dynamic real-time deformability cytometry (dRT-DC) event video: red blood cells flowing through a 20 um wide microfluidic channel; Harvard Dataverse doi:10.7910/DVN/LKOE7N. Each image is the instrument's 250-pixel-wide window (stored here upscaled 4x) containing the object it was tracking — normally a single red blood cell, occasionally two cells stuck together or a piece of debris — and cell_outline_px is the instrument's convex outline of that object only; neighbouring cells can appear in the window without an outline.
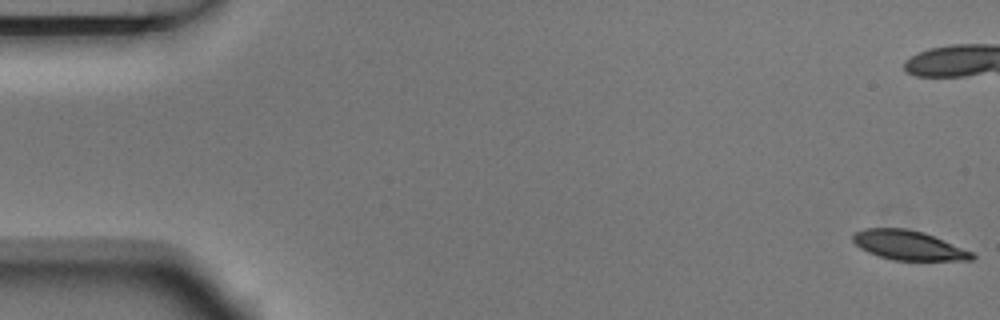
{"species": "Egyptian fruit bat (a non-hibernating species)", "species_latin": "Rousettus aegyptiacus", "temperature_condition": "room temperature", "stored_images_in_passage": 7, "camera_frame_rate_fps": 3000, "um_per_image_px": 0.085, "animal": {"sex": "male"}, "frame": {"image": 1, "passage_image": 1, "time_ms": 0.0, "image_size_px": [1000, 320], "cell_outline_px": [[976, 256], [972, 260], [892, 260], [868, 252], [860, 248], [852, 240], [852, 232], [864, 228], [904, 228], [924, 232], [972, 252]], "centroid_in_image_um": [77.18, 20.84], "position_along_channel_um": 7.8, "area_um2": 20.35}}
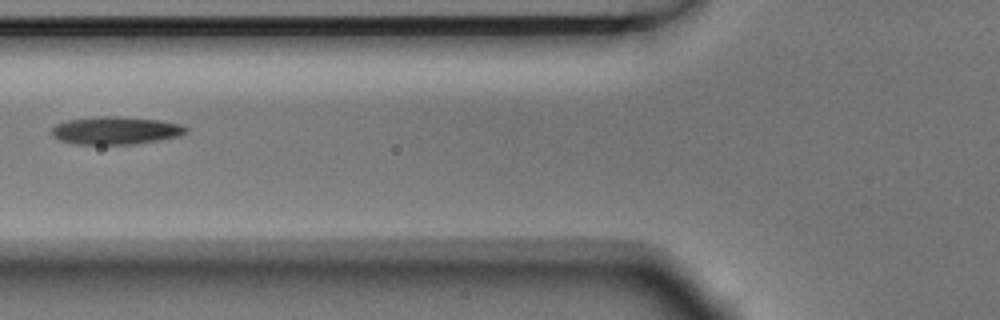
{"frame": {"image": 2, "passage_image": 7, "time_ms": 2.0, "image_size_px": [1000, 320], "cell_outline_px": [[188, 132], [180, 136], [132, 144], [76, 144], [60, 140], [52, 136], [52, 128], [56, 124], [68, 120], [104, 116], [120, 116], [160, 120], [180, 124], [188, 128]], "centroid_in_image_um": [9.85, 11.09], "position_along_channel_um": 116.0, "area_um2": 21.62}}